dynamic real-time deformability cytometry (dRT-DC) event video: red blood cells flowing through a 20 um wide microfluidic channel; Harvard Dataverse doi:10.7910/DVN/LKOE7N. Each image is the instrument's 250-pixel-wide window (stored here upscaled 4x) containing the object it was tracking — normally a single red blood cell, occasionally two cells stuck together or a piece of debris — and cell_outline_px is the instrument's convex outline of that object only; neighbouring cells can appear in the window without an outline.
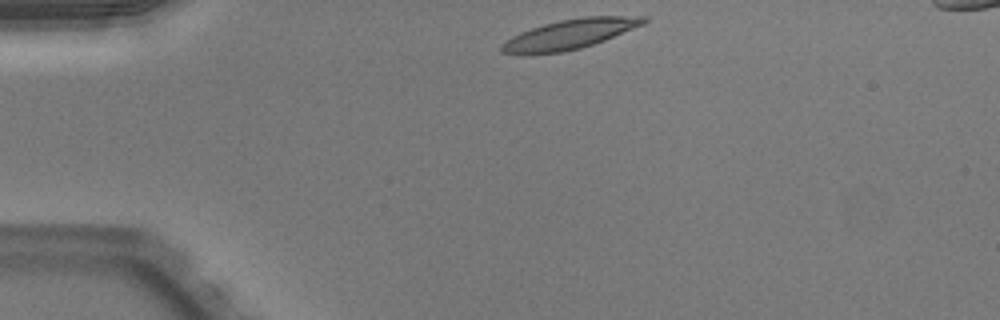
{"species": "Egyptian fruit bat (a non-hibernating species)", "species_latin": "Rousettus aegyptiacus", "temperature_condition": "warm", "stored_images_in_passage": 36, "camera_frame_rate_fps": 3000, "um_per_image_px": 0.085, "animal": {"sex": "male"}, "frame": {"image": 1, "passage_image": 1, "time_ms": 0.0, "image_size_px": [1000, 320], "cell_outline_px": [[648, 20], [644, 24], [604, 40], [580, 48], [564, 52], [524, 56], [520, 56], [500, 52], [500, 44], [512, 36], [520, 32], [544, 24], [560, 20], [584, 16], [648, 16]], "centroid_in_image_um": [48.35, 2.93], "position_along_channel_um": 36.6, "area_um2": 24.97}}
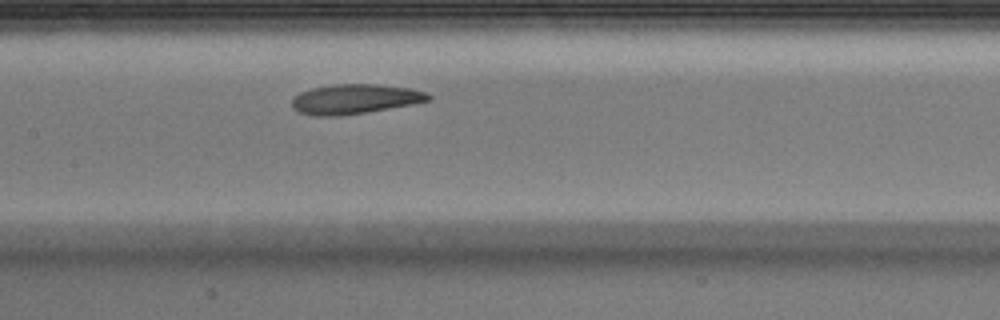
{"frame": {"image": 2, "passage_image": 15, "time_ms": 4.667, "image_size_px": [1000, 320], "cell_outline_px": [[432, 100], [412, 104], [364, 112], [336, 116], [316, 116], [300, 112], [292, 108], [292, 96], [300, 92], [312, 88], [332, 84], [380, 84], [408, 88], [424, 92], [432, 96]], "centroid_in_image_um": [30.13, 8.41], "position_along_channel_um": 177.3, "area_um2": 23.52}}
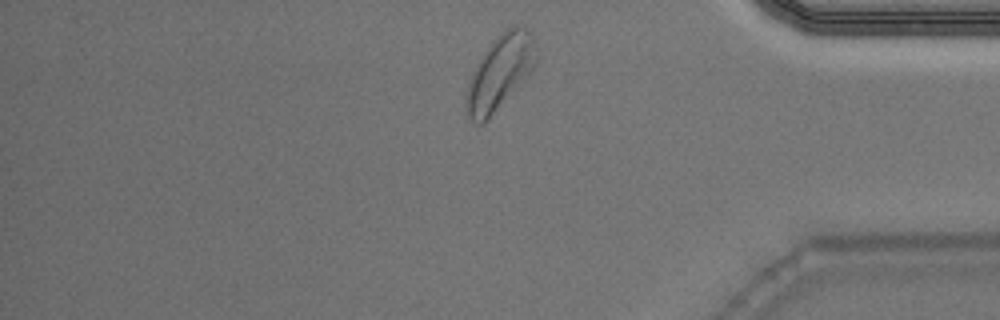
{"frame": {"image": 3, "passage_image": 33, "time_ms": 10.667, "image_size_px": [1000, 320], "cell_outline_px": [[540, 56], [536, 64], [488, 120], [484, 124], [476, 124], [464, 112], [464, 96], [468, 80], [472, 72], [484, 52], [492, 40], [500, 32], [516, 24], [524, 24], [536, 36], [540, 52]], "centroid_in_image_um": [42.52, 6.09], "position_along_channel_um": 392.7, "area_um2": 31.21}, "authors_computed_cell_mechanics": {"area_um2": 23.8714, "velocity_mm_per_s": 3.9439, "shape_relaxation_time_tau1_ms": 2.559, "shape_relaxation_time_tau2_ms": 4.3569, "deformation_change_tau1": 0.1382, "deformation_change_tau2": 0.1493}}